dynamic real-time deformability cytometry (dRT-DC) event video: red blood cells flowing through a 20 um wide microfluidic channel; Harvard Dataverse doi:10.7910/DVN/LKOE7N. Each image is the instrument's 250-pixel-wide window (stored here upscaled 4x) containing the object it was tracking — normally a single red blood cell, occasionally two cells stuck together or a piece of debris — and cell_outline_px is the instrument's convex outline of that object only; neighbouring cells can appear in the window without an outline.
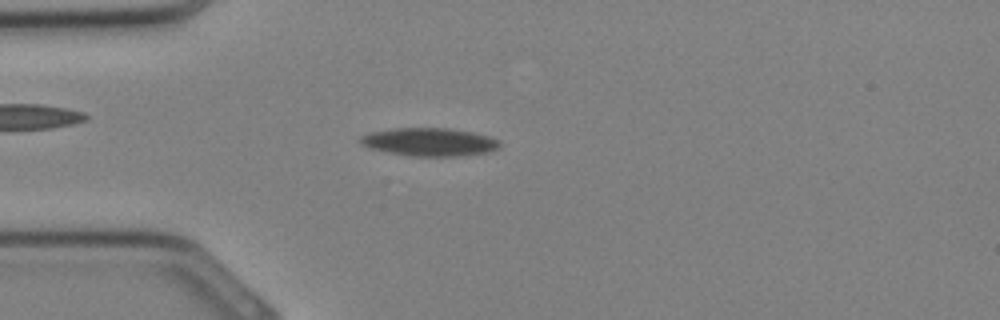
{"species": "Egyptian fruit bat (a non-hibernating species)", "species_latin": "Rousettus aegyptiacus", "temperature_condition": "cold", "stored_images_in_passage": 23, "camera_frame_rate_fps": 3000, "um_per_image_px": 0.085, "animal": {"sex": "female"}, "frame": {"image": 1, "passage_image": 1, "time_ms": 0.0, "image_size_px": [1000, 320], "cell_outline_px": [[500, 148], [488, 152], [460, 156], [412, 156], [372, 148], [364, 144], [360, 140], [360, 136], [372, 132], [392, 128], [448, 128], [472, 132], [488, 136], [500, 140]], "centroid_in_image_um": [36.58, 12.06], "position_along_channel_um": 48.4, "area_um2": 22.54}}
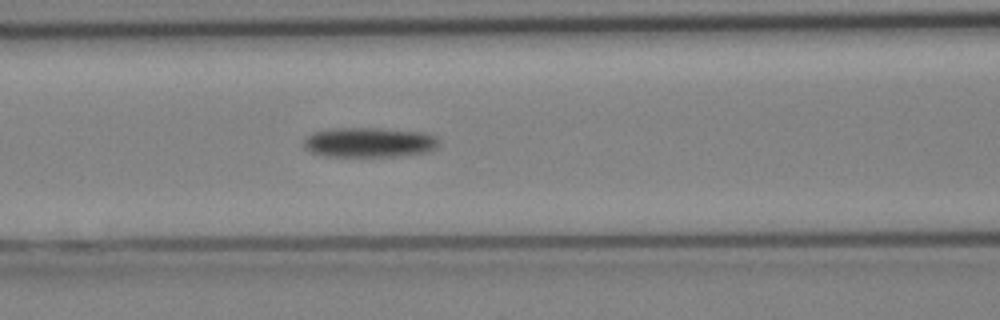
{"frame": {"image": 2, "passage_image": 6, "time_ms": 1.667, "image_size_px": [1000, 320], "cell_outline_px": [[440, 144], [436, 148], [424, 152], [396, 156], [324, 156], [312, 152], [304, 148], [304, 140], [312, 132], [332, 128], [380, 128], [428, 132], [436, 136], [440, 140]], "centroid_in_image_um": [31.41, 12.08], "position_along_channel_um": 135.2, "area_um2": 23.7}}
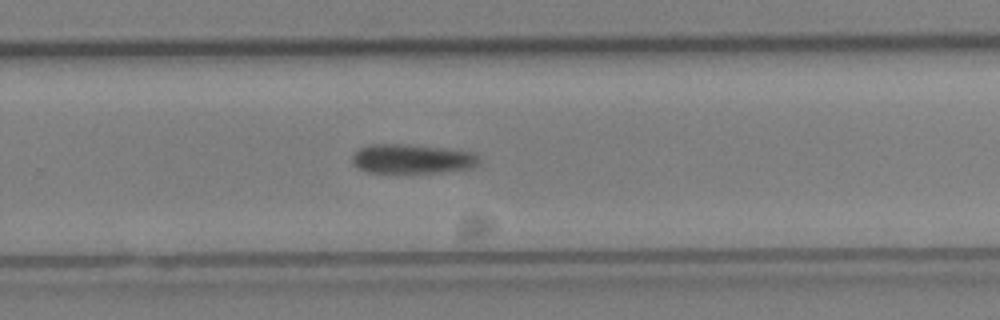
{"frame": {"image": 3, "passage_image": 14, "time_ms": 4.333, "image_size_px": [1000, 320], "cell_outline_px": [[480, 160], [476, 164], [468, 168], [432, 172], [364, 172], [356, 168], [352, 164], [352, 156], [360, 148], [372, 144], [404, 144], [444, 148], [472, 152]], "centroid_in_image_um": [34.93, 13.49], "position_along_channel_um": 294.9, "area_um2": 21.33}}